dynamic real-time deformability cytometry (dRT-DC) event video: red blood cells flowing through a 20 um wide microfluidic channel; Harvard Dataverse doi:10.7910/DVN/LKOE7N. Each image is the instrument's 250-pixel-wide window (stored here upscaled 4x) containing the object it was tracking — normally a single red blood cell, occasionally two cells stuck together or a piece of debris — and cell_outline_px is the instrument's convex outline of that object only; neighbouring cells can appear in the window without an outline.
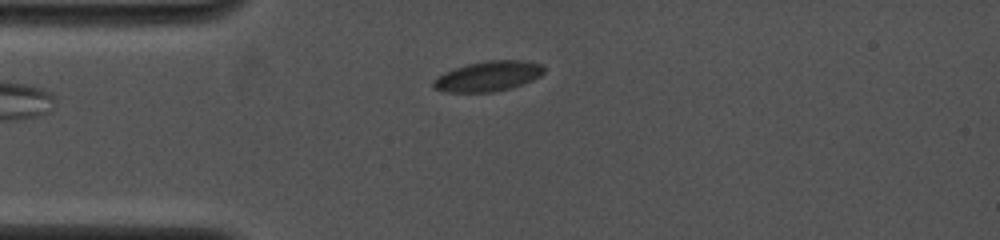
{"species": "common noctule bat (a hibernating species)", "species_latin": "Nyctalus noctula", "temperature_condition": "cold", "stored_images_in_passage": 4, "camera_frame_rate_fps": 4000, "um_per_image_px": 0.085, "animal": {"sex": "female", "body_mass_g": 19.0, "forearm_length_mm": 53.3}, "frame": {"image": 1, "passage_image": 1, "time_ms": 0.0, "image_size_px": [1000, 240], "cell_outline_px": [[544, 72], [540, 76], [532, 80], [512, 88], [492, 92], [448, 92], [432, 88], [432, 80], [444, 72], [468, 64], [488, 60], [524, 60], [540, 64], [544, 68]], "centroid_in_image_um": [41.48, 6.48], "position_along_channel_um": 43.5, "area_um2": 19.42}}
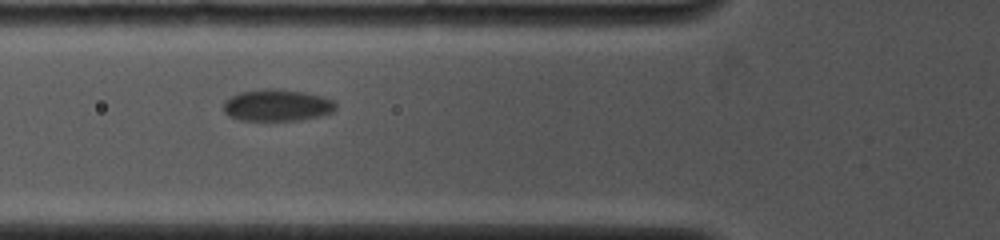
{"frame": {"image": 2, "passage_image": 3, "time_ms": 2.0, "image_size_px": [1000, 240], "cell_outline_px": [[336, 108], [332, 112], [320, 116], [300, 120], [240, 120], [228, 116], [224, 112], [224, 100], [240, 92], [264, 88], [276, 88], [304, 92], [324, 96], [332, 100], [336, 104]], "centroid_in_image_um": [23.55, 8.94], "position_along_channel_um": 102.2, "area_um2": 20.92}}
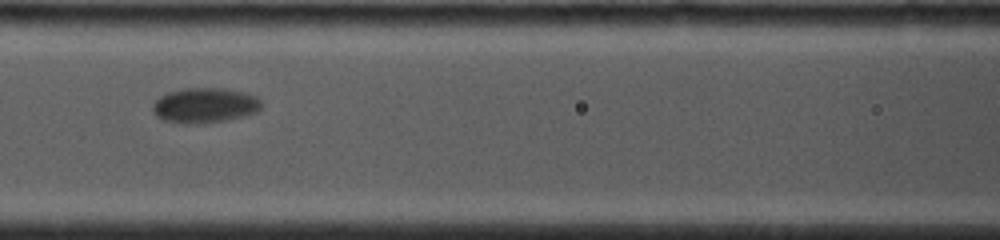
{"frame": {"image": 3, "passage_image": 4, "time_ms": 3.25, "image_size_px": [1000, 240], "cell_outline_px": [[264, 104], [256, 112], [244, 116], [224, 120], [196, 124], [184, 124], [164, 120], [156, 116], [152, 112], [152, 104], [160, 96], [168, 92], [184, 88], [224, 88], [244, 92], [256, 96]], "centroid_in_image_um": [17.39, 8.95], "position_along_channel_um": 149.2, "area_um2": 22.37}}